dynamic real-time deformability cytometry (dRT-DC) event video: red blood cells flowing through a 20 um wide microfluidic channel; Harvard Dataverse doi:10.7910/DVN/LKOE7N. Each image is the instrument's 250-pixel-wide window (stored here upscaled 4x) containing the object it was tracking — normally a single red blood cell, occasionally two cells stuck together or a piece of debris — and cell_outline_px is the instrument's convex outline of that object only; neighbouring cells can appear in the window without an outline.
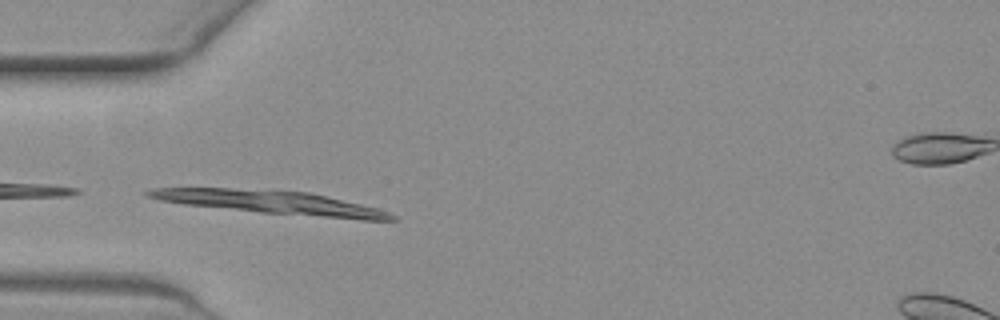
{"species": "common noctule bat (a hibernating species)", "species_latin": "Nyctalus noctula", "temperature_condition": "warm", "stored_images_in_passage": 13, "camera_frame_rate_fps": 3000, "um_per_image_px": 0.085, "animal": {"sex": "female", "body_mass_g": 19.3, "forearm_length_mm": 54.1}, "frame": {"image": 1, "passage_image": 1, "time_ms": 0.0, "image_size_px": [1000, 320], "cell_outline_px": [[400, 220], [360, 220], [260, 212], [184, 204], [160, 200], [148, 196], [144, 192], [156, 188], [232, 188], [308, 192], [360, 204], [376, 208], [388, 212], [396, 216]], "centroid_in_image_um": [23.08, 17.21], "position_along_channel_um": 61.9, "area_um2": 32.54}}